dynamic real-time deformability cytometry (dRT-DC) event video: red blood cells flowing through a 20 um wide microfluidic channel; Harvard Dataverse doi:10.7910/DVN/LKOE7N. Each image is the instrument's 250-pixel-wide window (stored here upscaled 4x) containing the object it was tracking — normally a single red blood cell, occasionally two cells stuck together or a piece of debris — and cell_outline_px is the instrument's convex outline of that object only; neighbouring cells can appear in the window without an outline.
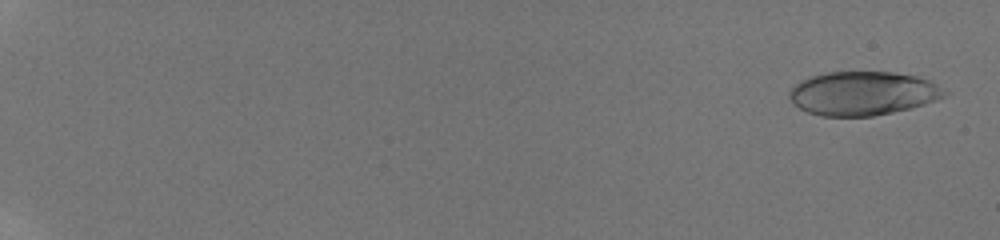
{"species": "human", "species_latin": "Homo sapiens", "temperature_condition": "room temperature", "stored_images_in_passage": 56, "camera_frame_rate_fps": 3000, "um_per_image_px": 0.085, "donor": {"sex": "male"}, "frame": {"image": 1, "passage_image": 2, "time_ms": 0.333, "image_size_px": [1000, 240], "cell_outline_px": [[948, 96], [912, 108], [872, 116], [820, 116], [808, 112], [792, 104], [788, 96], [788, 92], [800, 80], [812, 76], [828, 72], [892, 72], [916, 76], [928, 80], [936, 84], [948, 92]], "centroid_in_image_um": [73.33, 7.94], "position_along_channel_um": 11.7, "area_um2": 39.71}}
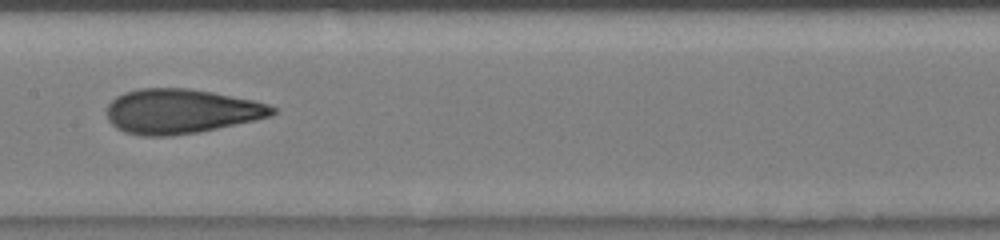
{"frame": {"image": 2, "passage_image": 33, "time_ms": 10.667, "image_size_px": [1000, 240], "cell_outline_px": [[276, 112], [272, 116], [256, 120], [196, 132], [168, 136], [140, 136], [124, 132], [116, 128], [108, 120], [108, 104], [116, 96], [124, 92], [140, 88], [188, 88], [212, 92], [252, 100], [268, 104], [276, 108]], "centroid_in_image_um": [15.37, 9.46], "position_along_channel_um": 192.0, "area_um2": 42.95}}
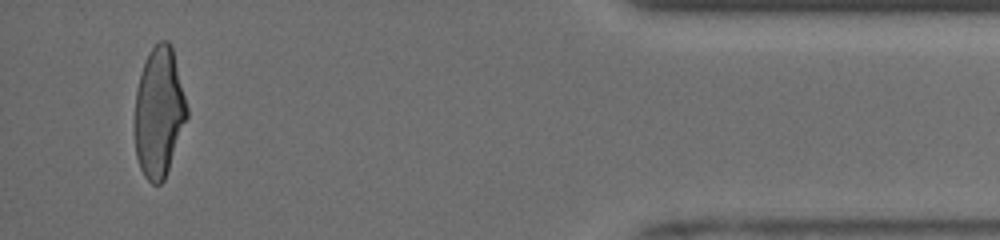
{"frame": {"image": 3, "passage_image": 54, "time_ms": 17.667, "image_size_px": [1000, 240], "cell_outline_px": [[188, 116], [164, 180], [160, 184], [152, 184], [144, 176], [140, 168], [136, 156], [132, 128], [136, 88], [140, 72], [144, 60], [148, 52], [160, 40], [168, 40], [172, 44], [188, 108]], "centroid_in_image_um": [13.48, 9.52], "position_along_channel_um": 421.7, "area_um2": 40.46}, "authors_computed_cell_mechanics": {"area_um2": 40.7779, "velocity_mm_per_s": 3.9708, "shape_relaxation_time_tau1_ms": 4.7738, "shape_relaxation_time_tau2_ms": 1.0434, "deformation_change_tau1": 0.1848, "deformation_change_tau2": 0.0855}}